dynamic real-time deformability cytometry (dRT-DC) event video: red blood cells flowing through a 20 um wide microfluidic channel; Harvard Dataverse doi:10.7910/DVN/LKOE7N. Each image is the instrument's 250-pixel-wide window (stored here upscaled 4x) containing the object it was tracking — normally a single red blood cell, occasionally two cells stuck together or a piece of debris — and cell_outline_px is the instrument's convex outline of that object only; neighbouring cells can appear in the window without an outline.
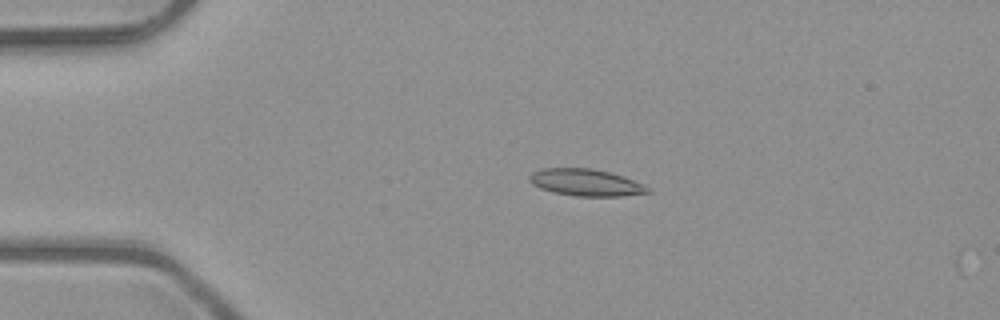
{"species": "common noctule bat (a hibernating species)", "species_latin": "Nyctalus noctula", "temperature_condition": "room temperature", "stored_images_in_passage": 13, "camera_frame_rate_fps": 3000, "um_per_image_px": 0.085, "animal": {"sex": "male", "body_mass_g": 23.1, "forearm_length_mm": 52.7}, "frame": {"image": 1, "passage_image": 12, "time_ms": 3.667, "image_size_px": [1000, 320], "cell_outline_px": [[652, 192], [620, 196], [576, 196], [552, 192], [540, 188], [532, 184], [528, 180], [528, 176], [532, 172], [544, 168], [592, 168], [624, 176], [644, 184], [652, 188]], "centroid_in_image_um": [49.81, 15.51], "position_along_channel_um": 35.2, "area_um2": 18.73}}